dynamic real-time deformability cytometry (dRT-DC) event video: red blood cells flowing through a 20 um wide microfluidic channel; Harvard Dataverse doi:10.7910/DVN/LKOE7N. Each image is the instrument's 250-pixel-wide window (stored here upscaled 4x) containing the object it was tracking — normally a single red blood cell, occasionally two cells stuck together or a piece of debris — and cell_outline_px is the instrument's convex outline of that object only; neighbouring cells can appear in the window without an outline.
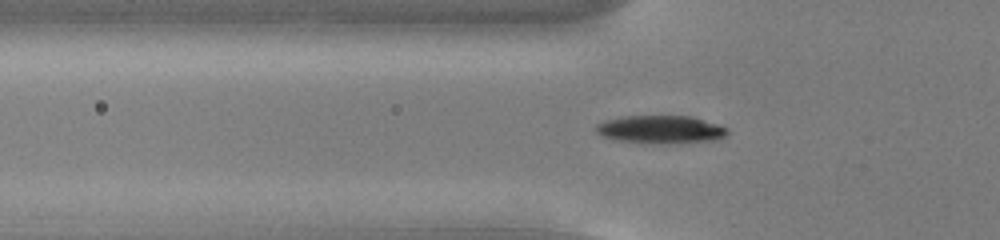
{"species": "common noctule bat (a hibernating species)", "species_latin": "Nyctalus noctula", "temperature_condition": "cold", "stored_images_in_passage": 56, "camera_frame_rate_fps": 3000, "um_per_image_px": 0.085, "animal": {"sex": "male", "body_mass_g": 13.0, "forearm_length_mm": 53.1}, "frame": {"image": 1, "passage_image": 20, "time_ms": 6.333, "image_size_px": [1000, 240], "cell_outline_px": [[728, 132], [724, 136], [716, 140], [680, 144], [660, 144], [612, 140], [596, 132], [596, 124], [608, 120], [628, 116], [688, 116], [716, 124], [728, 128]], "centroid_in_image_um": [56.17, 11.03], "position_along_channel_um": 69.6, "area_um2": 21.44}}
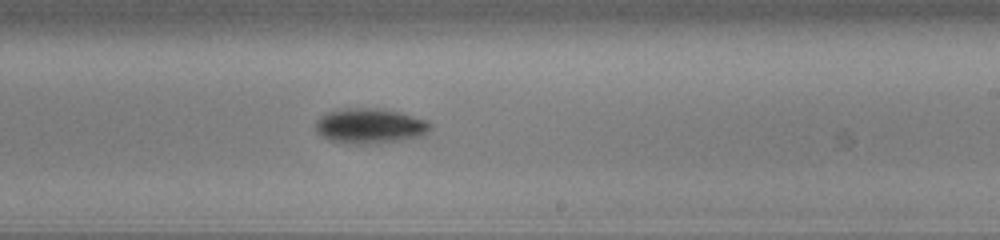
{"frame": {"image": 2, "passage_image": 35, "time_ms": 11.333, "image_size_px": [1000, 240], "cell_outline_px": [[432, 124], [420, 136], [400, 140], [368, 144], [348, 144], [328, 140], [320, 136], [316, 132], [316, 120], [320, 116], [328, 112], [340, 108], [376, 108], [400, 112], [428, 120]], "centroid_in_image_um": [31.38, 10.7], "position_along_channel_um": 257.6, "area_um2": 23.52}}
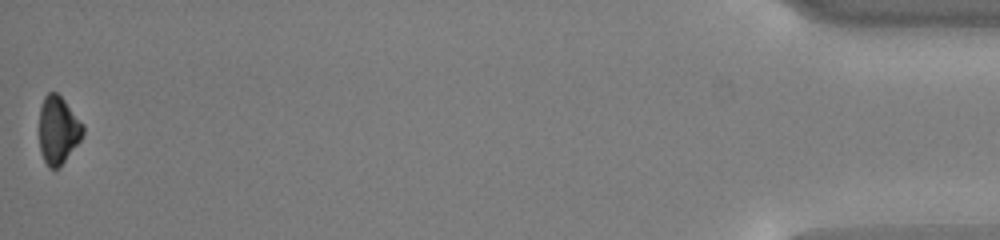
{"frame": {"image": 3, "passage_image": 56, "time_ms": 18.333, "image_size_px": [1000, 240], "cell_outline_px": [[84, 132], [80, 140], [64, 160], [56, 168], [48, 168], [40, 152], [40, 108], [44, 96], [48, 92], [56, 92], [64, 100], [84, 124]], "centroid_in_image_um": [4.94, 11.03], "position_along_channel_um": 430.3, "area_um2": 16.99}, "authors_computed_cell_mechanics": {"area_um2": 19.5364, "velocity_mm_per_s": 3.7765, "shape_relaxation_time_tau1_ms": 2.5861, "shape_relaxation_time_tau2_ms": null, "deformation_change_tau1": 0.1116, "deformation_change_tau2": null}}